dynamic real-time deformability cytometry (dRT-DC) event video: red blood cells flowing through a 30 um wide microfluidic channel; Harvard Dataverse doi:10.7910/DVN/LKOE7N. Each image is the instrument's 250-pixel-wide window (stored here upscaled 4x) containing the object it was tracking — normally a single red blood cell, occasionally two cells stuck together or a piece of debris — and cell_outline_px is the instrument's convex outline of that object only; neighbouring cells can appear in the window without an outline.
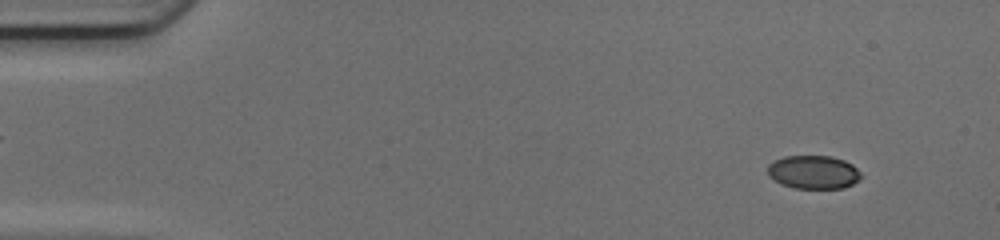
{"species": "common noctule bat (a hibernating species)", "species_latin": "Nyctalus noctula", "temperature_condition": "cold", "stored_images_in_passage": 49, "camera_frame_rate_fps": 3000, "um_per_image_px": 0.085, "animal": {"sex": "female", "body_mass_g": 17.0, "forearm_length_mm": 48.0}, "frame": {"image": 1, "passage_image": 4, "time_ms": 1.0, "image_size_px": [1000, 240], "cell_outline_px": [[860, 176], [852, 184], [844, 188], [796, 188], [784, 184], [768, 176], [768, 164], [784, 156], [832, 156], [844, 160], [852, 164], [860, 172]], "centroid_in_image_um": [69.14, 14.62], "position_along_channel_um": 15.9, "area_um2": 17.92}}
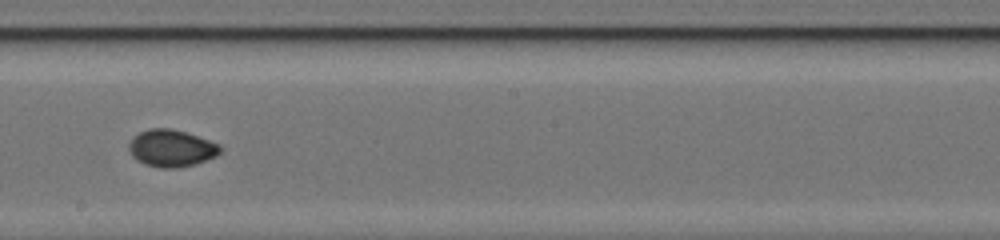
{"frame": {"image": 2, "passage_image": 28, "time_ms": 9.0, "image_size_px": [1000, 240], "cell_outline_px": [[220, 152], [216, 156], [196, 164], [176, 168], [160, 168], [144, 164], [136, 160], [132, 156], [128, 148], [128, 144], [132, 136], [148, 128], [172, 128], [220, 144]], "centroid_in_image_um": [14.52, 12.6], "position_along_channel_um": 233.7, "area_um2": 19.83}}
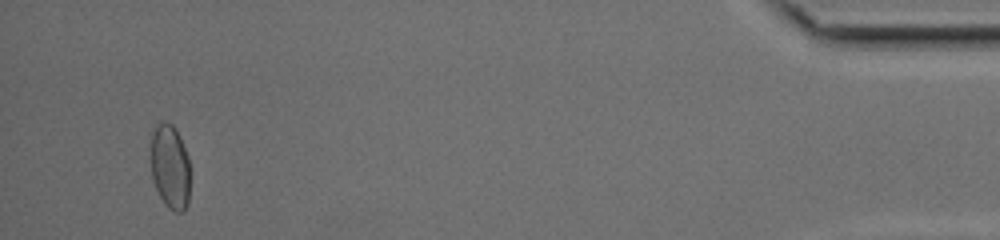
{"frame": {"image": 3, "passage_image": 47, "time_ms": 15.333, "image_size_px": [1000, 240], "cell_outline_px": [[188, 204], [184, 212], [176, 212], [168, 208], [164, 204], [156, 188], [152, 176], [152, 132], [156, 124], [172, 124], [188, 156]], "centroid_in_image_um": [14.45, 14.24], "position_along_channel_um": 420.7, "area_um2": 18.73}, "authors_computed_cell_mechanics": {"area_um2": 19.1318, "velocity_mm_per_s": 4.2049, "shape_relaxation_time_tau1_ms": 6.2592, "shape_relaxation_time_tau2_ms": null, "deformation_change_tau1": 0.1506, "deformation_change_tau2": null}}